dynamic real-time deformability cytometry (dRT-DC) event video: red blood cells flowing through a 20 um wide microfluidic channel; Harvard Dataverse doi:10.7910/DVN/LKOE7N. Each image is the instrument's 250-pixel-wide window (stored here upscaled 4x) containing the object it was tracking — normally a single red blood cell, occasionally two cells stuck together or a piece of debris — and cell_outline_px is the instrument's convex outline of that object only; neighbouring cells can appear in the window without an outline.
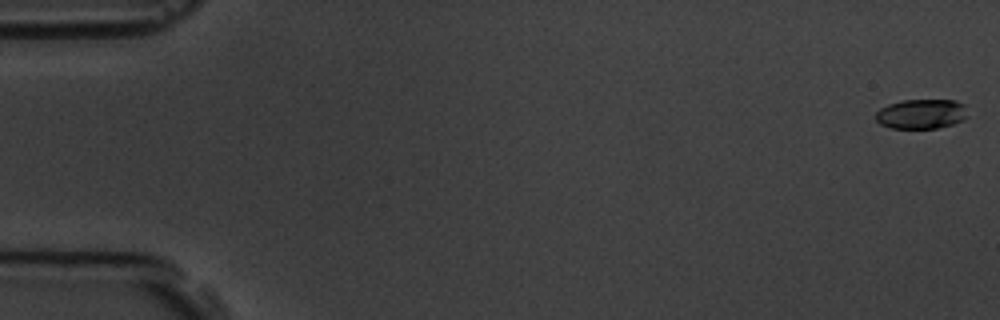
{"species": "common noctule bat (a hibernating species)", "species_latin": "Nyctalus noctula", "temperature_condition": "room temperature", "stored_images_in_passage": 10, "camera_frame_rate_fps": 3000, "um_per_image_px": 0.085, "animal": {"sex": "male", "body_mass_g": 19.5, "forearm_length_mm": 54.6}, "frame": {"image": 1, "passage_image": 1, "time_ms": 0.0, "image_size_px": [1000, 320], "cell_outline_px": [[968, 116], [964, 120], [952, 124], [936, 128], [888, 128], [880, 124], [876, 120], [876, 112], [880, 108], [888, 104], [904, 100], [956, 100], [964, 104]], "centroid_in_image_um": [78.32, 9.68], "position_along_channel_um": 6.7, "area_um2": 16.01}}
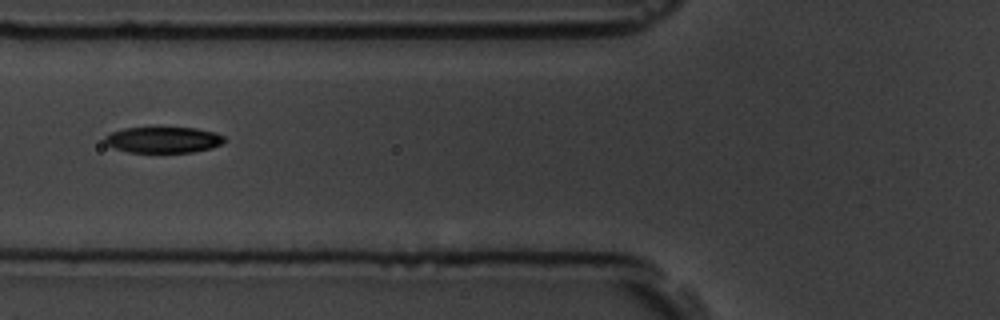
{"frame": {"image": 2, "passage_image": 7, "time_ms": 7.0, "image_size_px": [1000, 320], "cell_outline_px": [[228, 140], [212, 148], [192, 152], [128, 152], [116, 148], [108, 144], [104, 140], [104, 136], [112, 132], [124, 128], [196, 128], [212, 132], [224, 136]], "centroid_in_image_um": [13.9, 11.89], "position_along_channel_um": 111.9, "area_um2": 17.92}}
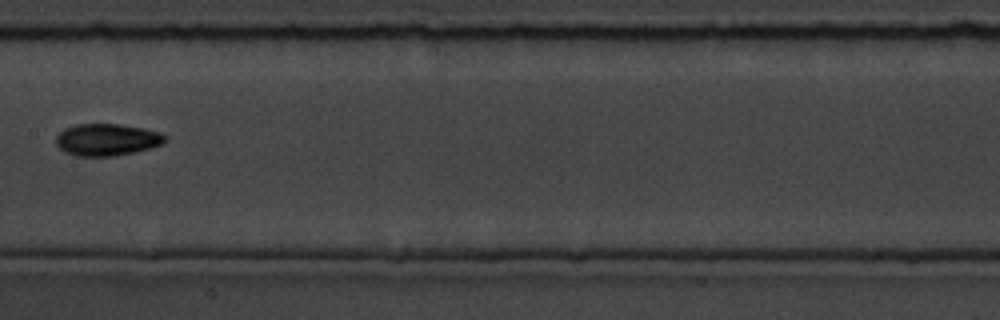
{"frame": {"image": 3, "passage_image": 9, "time_ms": 9.333, "image_size_px": [1000, 320], "cell_outline_px": [[164, 140], [160, 144], [148, 148], [132, 152], [112, 156], [76, 156], [64, 152], [56, 144], [56, 136], [64, 128], [76, 124], [120, 124], [144, 128], [160, 132], [164, 136]], "centroid_in_image_um": [9.02, 11.86], "position_along_channel_um": 198.4, "area_um2": 20.11}}